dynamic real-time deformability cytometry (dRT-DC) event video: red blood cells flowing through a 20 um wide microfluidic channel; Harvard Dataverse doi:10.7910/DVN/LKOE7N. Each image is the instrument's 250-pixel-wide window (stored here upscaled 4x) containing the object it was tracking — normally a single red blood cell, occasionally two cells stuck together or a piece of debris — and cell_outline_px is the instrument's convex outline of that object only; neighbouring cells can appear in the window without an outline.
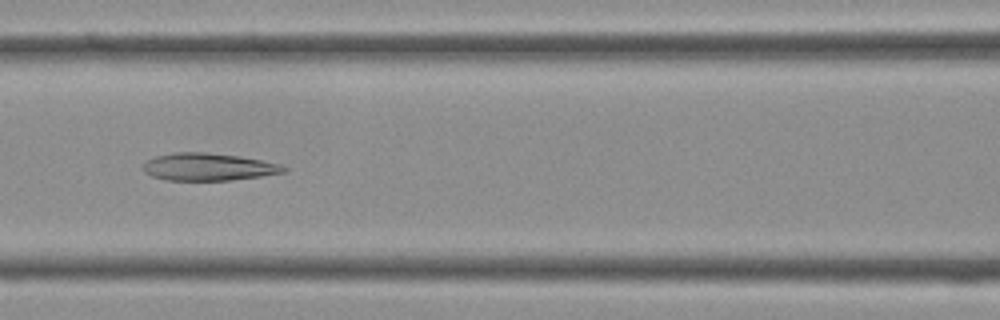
{"species": "Egyptian fruit bat (a non-hibernating species)", "species_latin": "Rousettus aegyptiacus", "temperature_condition": "cold", "stored_images_in_passage": 39, "camera_frame_rate_fps": 3000, "um_per_image_px": 0.085, "frame": {"image": 1, "passage_image": 16, "time_ms": 5.0, "image_size_px": [1000, 320], "cell_outline_px": [[288, 168], [284, 172], [260, 176], [232, 180], [164, 180], [152, 176], [144, 172], [144, 164], [148, 160], [156, 156], [172, 152], [204, 152], [240, 156], [280, 164]], "centroid_in_image_um": [17.69, 14.18], "position_along_channel_um": 148.9, "area_um2": 22.37}}
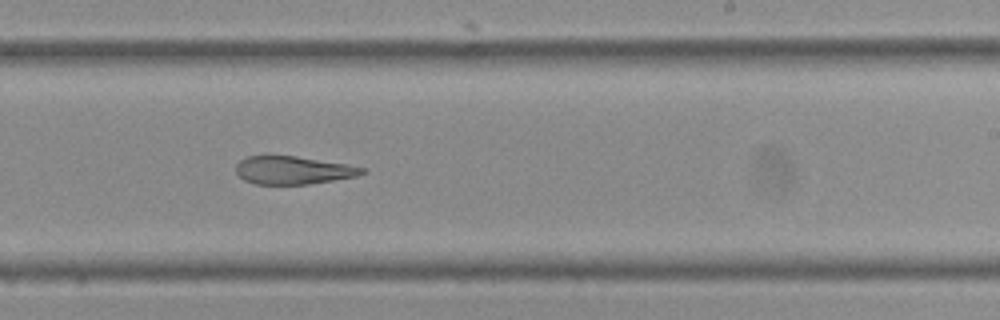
{"frame": {"image": 2, "passage_image": 23, "time_ms": 7.333, "image_size_px": [1000, 320], "cell_outline_px": [[368, 172], [356, 176], [308, 184], [256, 184], [244, 180], [236, 172], [236, 164], [240, 160], [248, 156], [268, 152], [296, 156], [368, 168]], "centroid_in_image_um": [24.86, 14.43], "position_along_channel_um": 264.1, "area_um2": 21.1}}
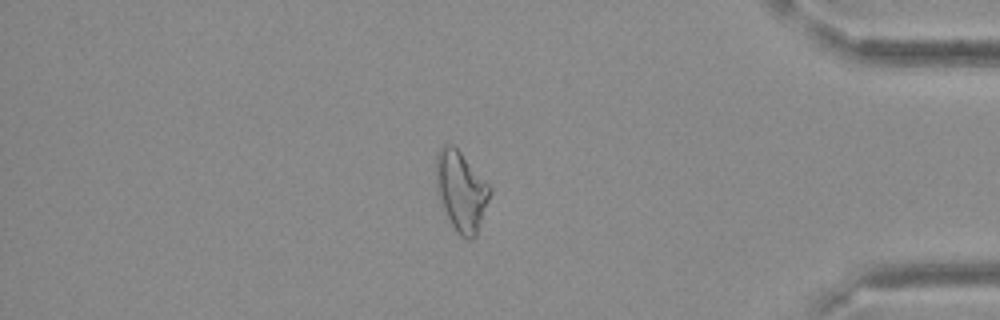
{"frame": {"image": 3, "passage_image": 33, "time_ms": 10.667, "image_size_px": [1000, 320], "cell_outline_px": [[492, 192], [476, 236], [472, 240], [468, 240], [460, 236], [456, 232], [440, 204], [436, 188], [436, 152], [444, 144], [452, 144], [460, 152], [492, 188]], "centroid_in_image_um": [39.19, 16.27], "position_along_channel_um": 396.0, "area_um2": 25.2}}